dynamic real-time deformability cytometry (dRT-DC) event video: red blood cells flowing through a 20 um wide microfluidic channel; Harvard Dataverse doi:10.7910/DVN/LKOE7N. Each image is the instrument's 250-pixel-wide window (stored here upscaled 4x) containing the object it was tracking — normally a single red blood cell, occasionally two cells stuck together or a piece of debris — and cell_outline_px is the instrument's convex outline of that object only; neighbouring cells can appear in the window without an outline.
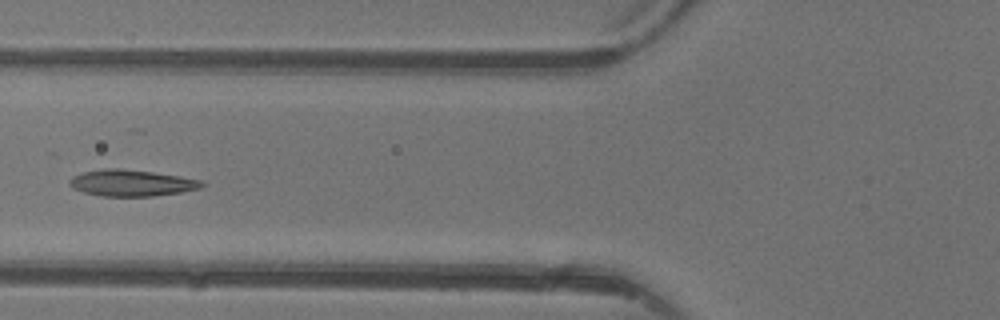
{"species": "common noctule bat (a hibernating species)", "species_latin": "Nyctalus noctula", "temperature_condition": "warm", "stored_images_in_passage": 6, "camera_frame_rate_fps": 3000, "um_per_image_px": 0.085, "animal": {"sex": "female"}, "frame": {"image": 1, "passage_image": 5, "time_ms": 5.0, "image_size_px": [1000, 320], "cell_outline_px": [[208, 184], [200, 188], [180, 192], [152, 196], [100, 196], [84, 192], [72, 188], [68, 184], [68, 180], [72, 176], [84, 172], [104, 168], [120, 168], [152, 172], [180, 176], [204, 180]], "centroid_in_image_um": [11.19, 15.55], "position_along_channel_um": 114.6, "area_um2": 20.52}}
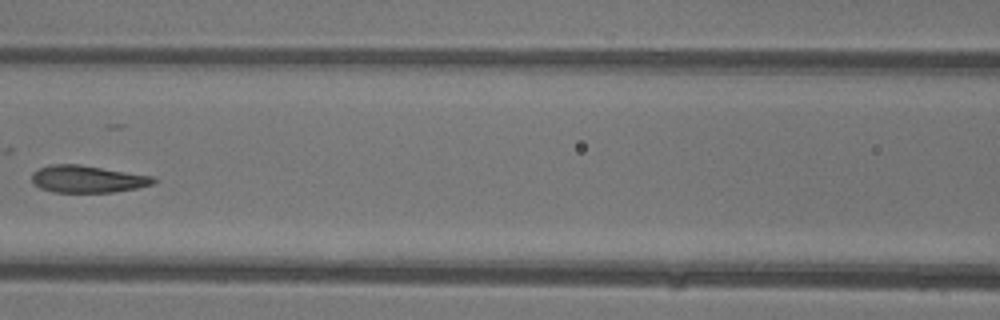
{"frame": {"image": 2, "passage_image": 6, "time_ms": 6.0, "image_size_px": [1000, 320], "cell_outline_px": [[160, 180], [152, 184], [136, 188], [112, 192], [52, 192], [40, 188], [32, 184], [32, 172], [48, 164], [80, 164], [152, 176]], "centroid_in_image_um": [7.41, 15.21], "position_along_channel_um": 159.2, "area_um2": 19.36}}